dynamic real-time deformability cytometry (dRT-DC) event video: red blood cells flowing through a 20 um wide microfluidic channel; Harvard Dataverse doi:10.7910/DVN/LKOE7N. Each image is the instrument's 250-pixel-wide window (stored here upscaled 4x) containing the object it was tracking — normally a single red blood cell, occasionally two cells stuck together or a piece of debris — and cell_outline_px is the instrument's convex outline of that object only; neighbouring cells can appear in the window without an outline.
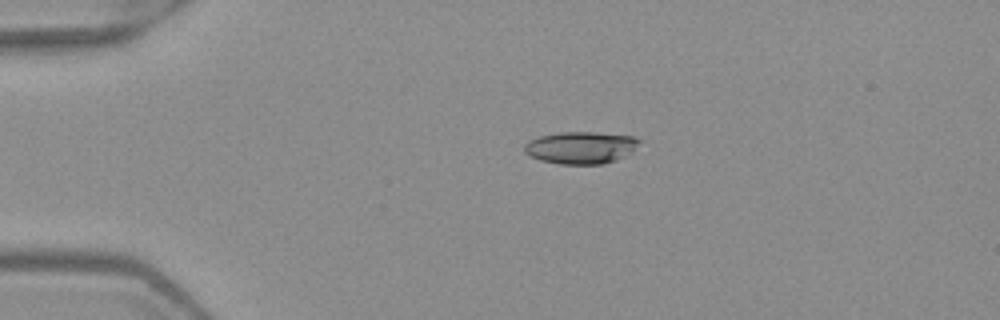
{"species": "Egyptian fruit bat (a non-hibernating species)", "species_latin": "Rousettus aegyptiacus", "temperature_condition": "warm", "stored_images_in_passage": 4, "camera_frame_rate_fps": 3000, "um_per_image_px": 0.085, "frame": {"image": 1, "passage_image": 3, "time_ms": 0.667, "image_size_px": [1000, 320], "cell_outline_px": [[644, 140], [624, 156], [616, 160], [604, 164], [560, 164], [540, 160], [524, 152], [524, 144], [528, 140], [540, 136], [560, 132], [596, 132], [632, 136]], "centroid_in_image_um": [49.36, 12.54], "position_along_channel_um": 35.6, "area_um2": 21.56}}